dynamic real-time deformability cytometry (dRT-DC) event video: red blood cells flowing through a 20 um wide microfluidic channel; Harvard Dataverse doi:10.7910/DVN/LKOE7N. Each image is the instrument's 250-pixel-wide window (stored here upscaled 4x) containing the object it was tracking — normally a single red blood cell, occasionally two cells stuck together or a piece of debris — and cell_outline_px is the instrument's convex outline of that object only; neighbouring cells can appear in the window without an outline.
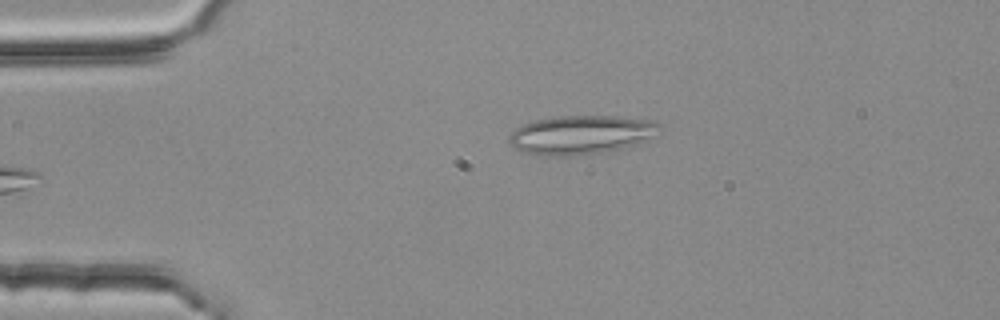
{"species": "common noctule bat (a hibernating species)", "species_latin": "Nyctalus noctula", "temperature_condition": "room temperature", "stored_images_in_passage": 45, "camera_frame_rate_fps": 3000, "um_per_image_px": 0.085, "animal": {"sex": "female", "body_mass_g": 25.1}, "frame": {"image": 1, "passage_image": 3, "time_ms": 0.667, "image_size_px": [1000, 320], "cell_outline_px": [[664, 124], [656, 136], [620, 148], [604, 152], [572, 156], [540, 156], [524, 152], [516, 148], [508, 140], [508, 136], [516, 128], [532, 120], [556, 116], [620, 116], [652, 120]], "centroid_in_image_um": [49.4, 11.44], "position_along_channel_um": 35.6, "area_um2": 34.33}}
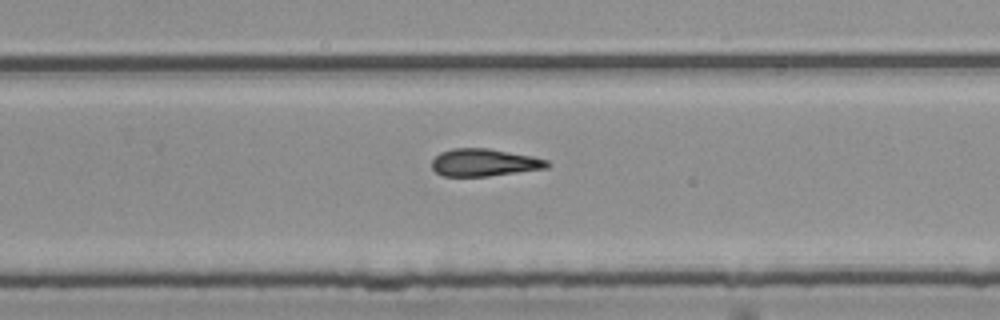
{"frame": {"image": 2, "passage_image": 26, "time_ms": 8.333, "image_size_px": [1000, 320], "cell_outline_px": [[552, 164], [548, 168], [488, 176], [444, 176], [436, 172], [432, 168], [432, 160], [440, 152], [452, 148], [488, 148], [532, 156], [548, 160]], "centroid_in_image_um": [41.18, 13.81], "position_along_channel_um": 288.6, "area_um2": 18.5}}
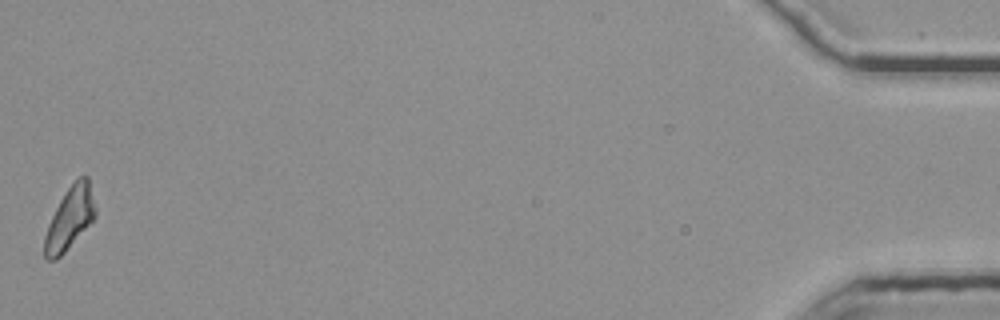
{"frame": {"image": 3, "passage_image": 45, "time_ms": 14.667, "image_size_px": [1000, 320], "cell_outline_px": [[96, 216], [64, 252], [56, 260], [44, 260], [44, 236], [48, 224], [60, 200], [68, 188], [80, 176], [88, 176], [96, 208]], "centroid_in_image_um": [5.92, 18.57], "position_along_channel_um": 429.3, "area_um2": 18.15}}